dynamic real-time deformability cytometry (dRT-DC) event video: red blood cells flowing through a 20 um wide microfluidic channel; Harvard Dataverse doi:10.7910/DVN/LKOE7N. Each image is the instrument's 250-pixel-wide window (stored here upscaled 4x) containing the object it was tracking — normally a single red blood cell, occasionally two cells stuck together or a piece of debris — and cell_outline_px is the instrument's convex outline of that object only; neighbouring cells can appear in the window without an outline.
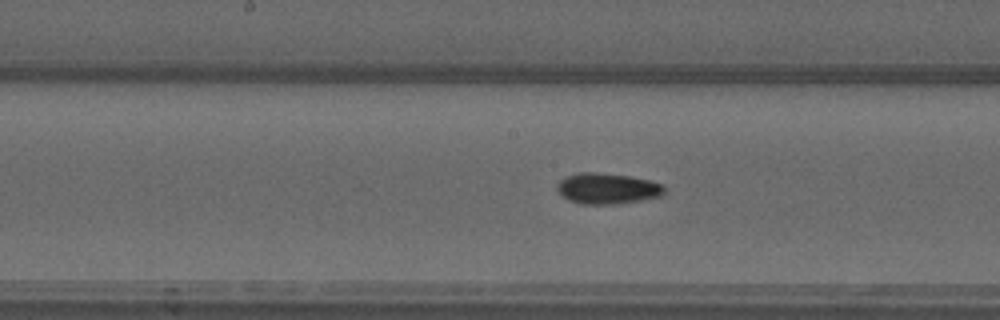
{"species": "common noctule bat (a hibernating species)", "species_latin": "Nyctalus noctula", "temperature_condition": "warm", "stored_images_in_passage": 38, "camera_frame_rate_fps": 3000, "um_per_image_px": 0.085, "animal": {"sex": "male", "forearm_length_mm": 52.5}, "frame": {"image": 1, "passage_image": 12, "time_ms": 3.667, "image_size_px": [1000, 320], "cell_outline_px": [[664, 192], [660, 196], [640, 200], [616, 204], [580, 204], [568, 200], [556, 188], [556, 184], [560, 180], [568, 176], [580, 172], [596, 172], [628, 176], [648, 180], [664, 184]], "centroid_in_image_um": [51.61, 16.02], "position_along_channel_um": 196.6, "area_um2": 19.13}}
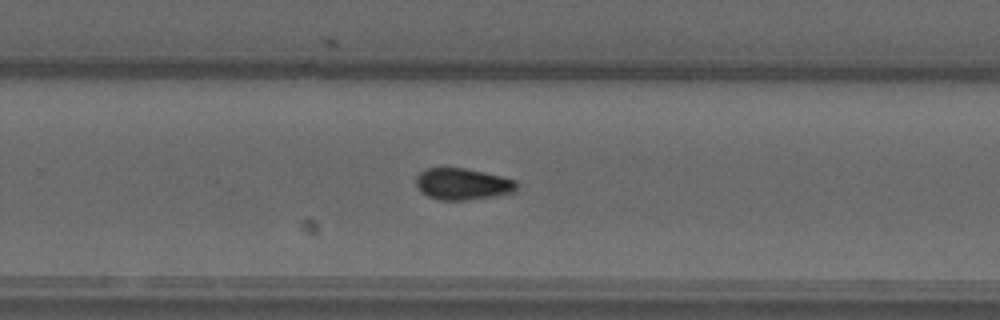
{"frame": {"image": 2, "passage_image": 19, "time_ms": 6.0, "image_size_px": [1000, 320], "cell_outline_px": [[516, 192], [496, 196], [464, 200], [440, 200], [428, 196], [416, 184], [416, 176], [420, 172], [428, 168], [464, 168], [484, 172], [516, 180]], "centroid_in_image_um": [39.34, 15.64], "position_along_channel_um": 290.5, "area_um2": 18.32}}
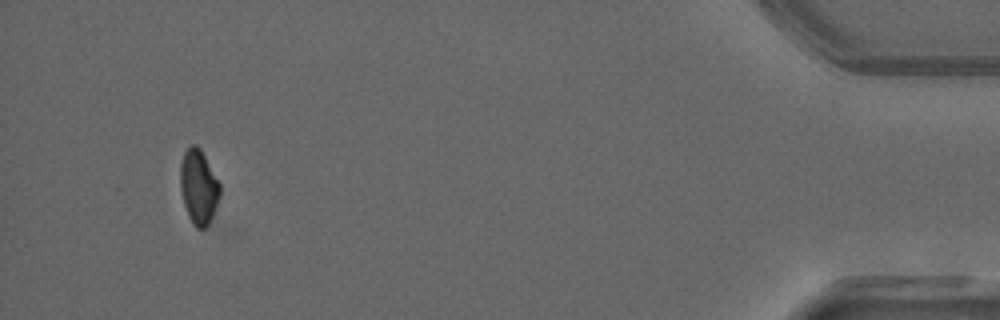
{"frame": {"image": 3, "passage_image": 34, "time_ms": 11.0, "image_size_px": [1000, 320], "cell_outline_px": [[236, 232], [224, 236], [196, 228], [192, 224], [188, 216], [184, 204], [180, 188], [180, 164], [184, 152], [192, 144], [196, 144], [200, 148], [220, 184]], "centroid_in_image_um": [17.31, 16.52], "position_along_channel_um": 417.9, "area_um2": 22.31}, "authors_computed_cell_mechanics": {"area_um2": 18.1203, "velocity_mm_per_s": 4.0496, "shape_relaxation_time_tau1_ms": null, "shape_relaxation_time_tau2_ms": 3.8025, "deformation_change_tau1": null, "deformation_change_tau2": 0.0626}}